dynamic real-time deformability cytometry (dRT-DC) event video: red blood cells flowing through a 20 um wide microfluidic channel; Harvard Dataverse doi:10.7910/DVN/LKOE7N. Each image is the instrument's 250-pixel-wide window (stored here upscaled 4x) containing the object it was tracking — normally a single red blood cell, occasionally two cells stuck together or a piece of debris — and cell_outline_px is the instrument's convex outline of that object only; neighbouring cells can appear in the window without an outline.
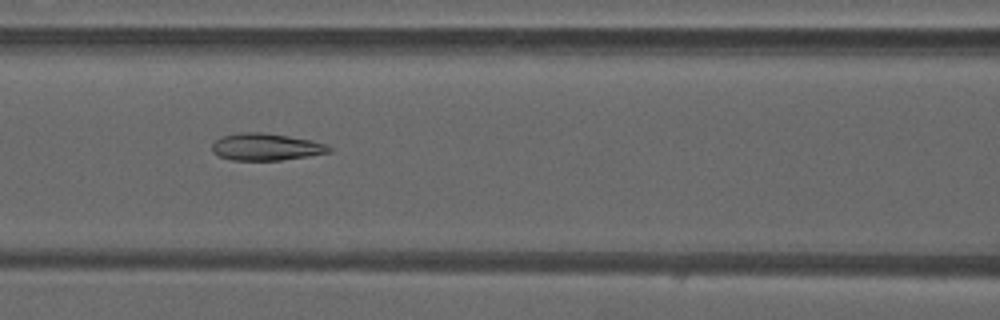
{"species": "common noctule bat (a hibernating species)", "species_latin": "Nyctalus noctula", "temperature_condition": "warm", "stored_images_in_passage": 41, "camera_frame_rate_fps": 3000, "um_per_image_px": 0.085, "animal": {"sex": "male", "forearm_length_mm": 52.5}, "frame": {"image": 1, "passage_image": 14, "time_ms": 4.333, "image_size_px": [1000, 320], "cell_outline_px": [[332, 152], [308, 156], [280, 160], [232, 160], [220, 156], [212, 152], [212, 144], [220, 136], [240, 132], [264, 132], [312, 140], [328, 144], [332, 148]], "centroid_in_image_um": [22.63, 12.48], "position_along_channel_um": 144.0, "area_um2": 18.61}}
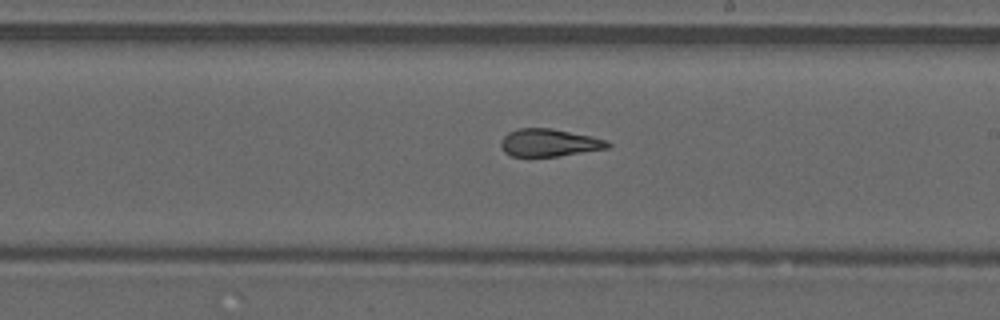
{"frame": {"image": 2, "passage_image": 21, "time_ms": 6.667, "image_size_px": [1000, 320], "cell_outline_px": [[612, 144], [608, 148], [556, 156], [512, 156], [504, 152], [500, 144], [500, 140], [508, 132], [516, 128], [552, 128], [592, 136], [608, 140]], "centroid_in_image_um": [46.67, 12.11], "position_along_channel_um": 242.3, "area_um2": 17.22}}
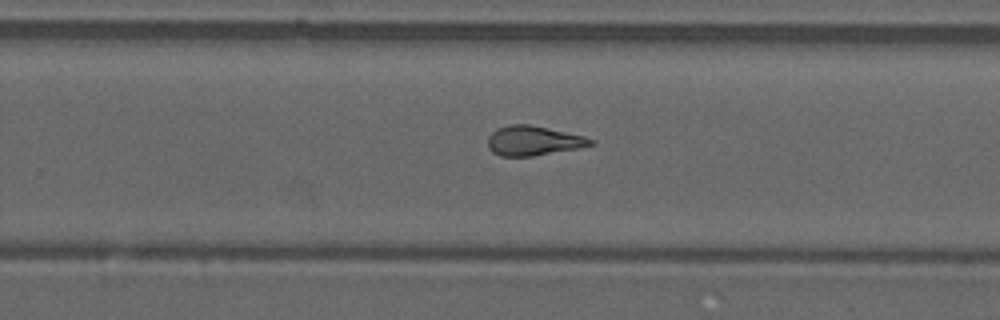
{"frame": {"image": 3, "passage_image": 24, "time_ms": 7.667, "image_size_px": [1000, 320], "cell_outline_px": [[596, 144], [580, 148], [532, 156], [500, 156], [492, 152], [488, 148], [488, 136], [496, 128], [508, 124], [528, 124], [548, 128], [584, 136], [596, 140]], "centroid_in_image_um": [45.34, 11.96], "position_along_channel_um": 284.5, "area_um2": 17.92}, "authors_computed_cell_mechanics": {"area_um2": 18.496, "velocity_mm_per_s": 4.2266, "shape_relaxation_time_tau1_ms": null, "shape_relaxation_time_tau2_ms": 1.536, "deformation_change_tau1": null, "deformation_change_tau2": 0.0904}}